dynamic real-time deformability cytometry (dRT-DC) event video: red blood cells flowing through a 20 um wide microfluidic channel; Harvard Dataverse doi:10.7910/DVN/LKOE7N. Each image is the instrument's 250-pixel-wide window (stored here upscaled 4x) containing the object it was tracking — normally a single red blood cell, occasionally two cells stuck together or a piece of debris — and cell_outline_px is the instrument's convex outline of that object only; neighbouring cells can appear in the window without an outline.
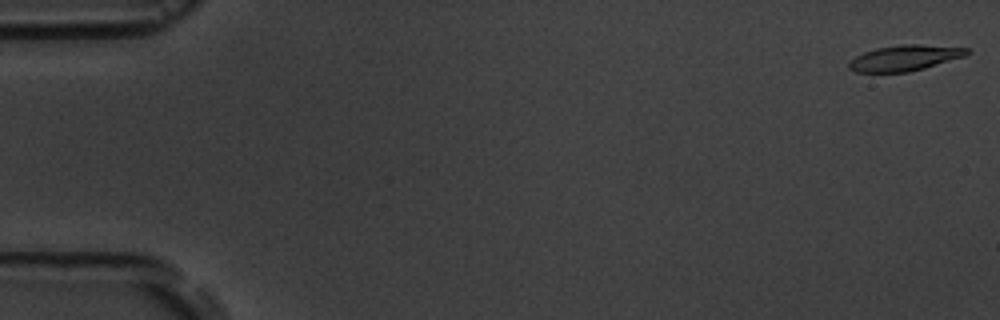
{"species": "common noctule bat (a hibernating species)", "species_latin": "Nyctalus noctula", "temperature_condition": "room temperature", "stored_images_in_passage": 4, "camera_frame_rate_fps": 3000, "um_per_image_px": 0.085, "animal": {"sex": "male", "body_mass_g": 19.5, "forearm_length_mm": 54.6}, "frame": {"image": 1, "passage_image": 1, "time_ms": 0.0, "image_size_px": [1000, 320], "cell_outline_px": [[972, 52], [964, 56], [924, 68], [908, 72], [856, 72], [848, 68], [848, 64], [856, 56], [864, 52], [876, 48], [904, 44], [916, 44], [968, 48]], "centroid_in_image_um": [76.9, 4.92], "position_along_channel_um": 8.1, "area_um2": 17.46}}